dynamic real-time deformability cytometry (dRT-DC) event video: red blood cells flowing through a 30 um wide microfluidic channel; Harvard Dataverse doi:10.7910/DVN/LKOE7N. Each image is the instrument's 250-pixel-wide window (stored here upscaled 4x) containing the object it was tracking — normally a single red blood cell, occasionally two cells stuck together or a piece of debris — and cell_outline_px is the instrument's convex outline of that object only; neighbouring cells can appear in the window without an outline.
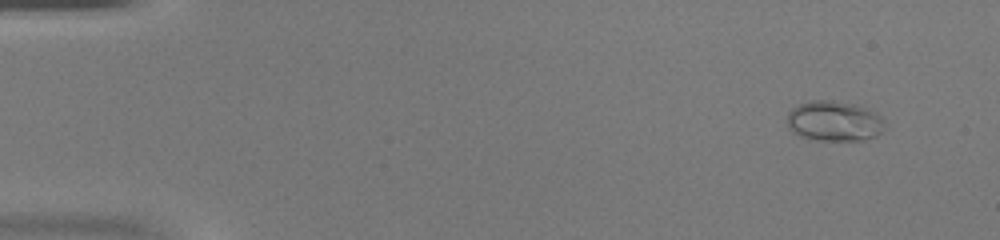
{"species": "common noctule bat (a hibernating species)", "species_latin": "Nyctalus noctula", "temperature_condition": "warm", "stored_images_in_passage": 46, "camera_frame_rate_fps": 3000, "um_per_image_px": 0.085, "animal": {"sex": "female", "body_mass_g": 20.0, "forearm_length_mm": 54.0}, "frame": {"image": 1, "passage_image": 3, "time_ms": 0.667, "image_size_px": [1000, 240], "cell_outline_px": [[884, 120], [880, 132], [876, 136], [864, 140], [808, 140], [792, 132], [788, 128], [788, 112], [792, 108], [808, 100], [832, 100], [856, 104], [868, 108], [880, 116]], "centroid_in_image_um": [70.87, 10.29], "position_along_channel_um": 14.1, "area_um2": 23.06}}
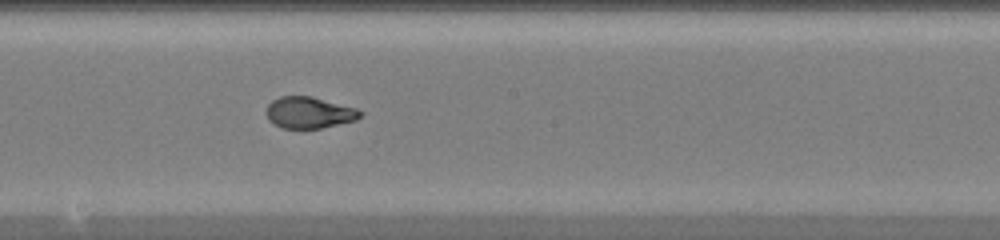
{"frame": {"image": 2, "passage_image": 26, "time_ms": 8.333, "image_size_px": [1000, 240], "cell_outline_px": [[364, 112], [356, 120], [320, 128], [280, 128], [268, 120], [264, 112], [268, 104], [272, 100], [280, 96], [312, 96], [356, 108]], "centroid_in_image_um": [26.24, 9.56], "position_along_channel_um": 222.0, "area_um2": 17.34}}
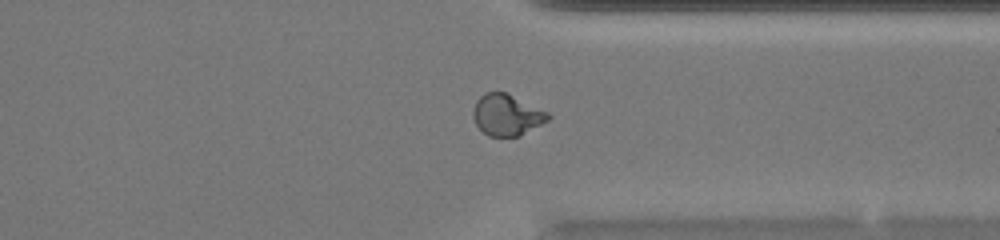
{"frame": {"image": 3, "passage_image": 36, "time_ms": 11.667, "image_size_px": [1000, 240], "cell_outline_px": [[552, 116], [548, 120], [520, 136], [488, 136], [476, 124], [472, 116], [472, 108], [476, 100], [484, 92], [508, 92], [548, 112]], "centroid_in_image_um": [43.07, 9.74], "position_along_channel_um": 368.3, "area_um2": 18.21}}